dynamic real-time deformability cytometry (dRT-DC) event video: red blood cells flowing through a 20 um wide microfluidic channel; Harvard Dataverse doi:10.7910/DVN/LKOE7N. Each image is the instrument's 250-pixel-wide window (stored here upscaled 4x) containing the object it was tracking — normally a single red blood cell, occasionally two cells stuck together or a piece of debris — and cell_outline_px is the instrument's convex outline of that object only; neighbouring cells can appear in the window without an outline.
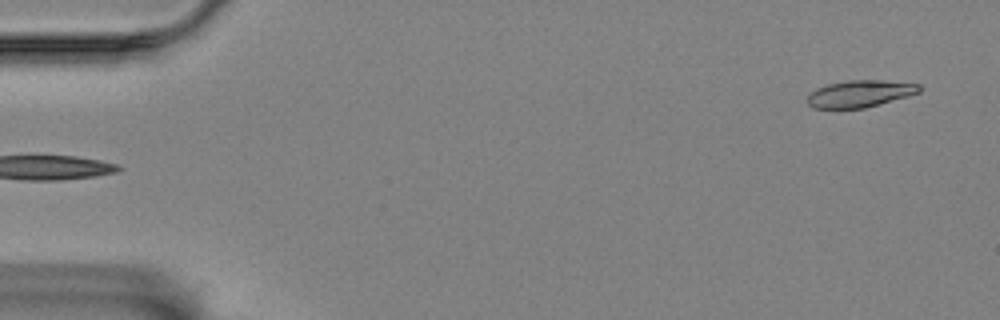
{"species": "Egyptian fruit bat (a non-hibernating species)", "species_latin": "Rousettus aegyptiacus", "temperature_condition": "room temperature", "stored_images_in_passage": 16, "camera_frame_rate_fps": 3000, "um_per_image_px": 0.085, "animal": {"sex": "female"}, "frame": {"image": 1, "passage_image": 1, "time_ms": 0.0, "image_size_px": [1000, 320], "cell_outline_px": [[924, 88], [920, 92], [908, 96], [864, 108], [812, 108], [804, 100], [816, 88], [828, 84], [848, 80], [880, 80], [920, 84]], "centroid_in_image_um": [73.1, 7.96], "position_along_channel_um": 11.9, "area_um2": 17.63}}
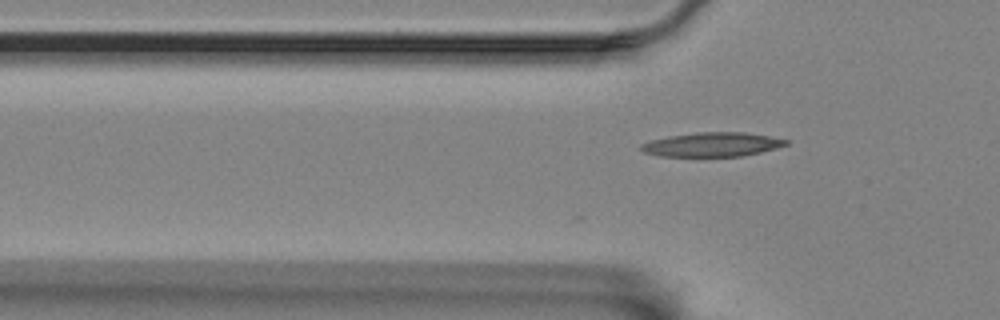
{"frame": {"image": 2, "passage_image": 16, "time_ms": 5.0, "image_size_px": [1000, 320], "cell_outline_px": [[788, 144], [776, 148], [744, 156], [660, 156], [644, 152], [640, 148], [640, 144], [652, 140], [668, 136], [696, 132], [744, 132], [768, 136], [788, 140]], "centroid_in_image_um": [60.52, 12.28], "position_along_channel_um": 65.3, "area_um2": 20.29}}